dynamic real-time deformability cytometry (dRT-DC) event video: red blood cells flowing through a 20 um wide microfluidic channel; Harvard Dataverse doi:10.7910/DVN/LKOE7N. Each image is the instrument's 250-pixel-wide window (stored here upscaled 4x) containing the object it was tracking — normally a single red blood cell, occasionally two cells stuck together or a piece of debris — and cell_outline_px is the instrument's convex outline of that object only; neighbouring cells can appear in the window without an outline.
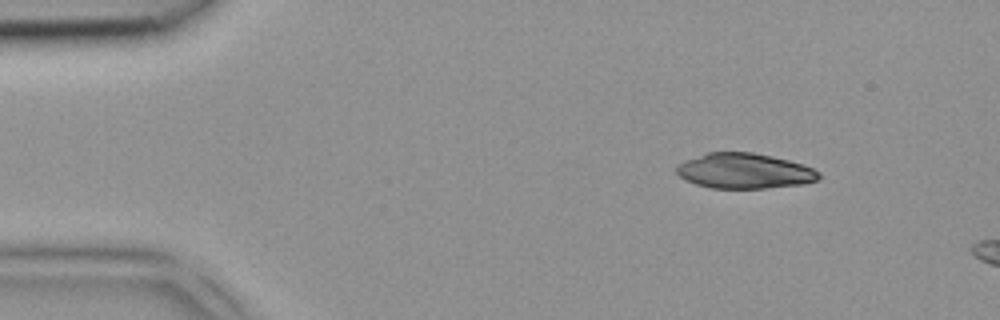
{"species": "common noctule bat (a hibernating species)", "species_latin": "Nyctalus noctula", "temperature_condition": "room temperature", "stored_images_in_passage": 4, "camera_frame_rate_fps": 3000, "um_per_image_px": 0.085, "animal": {"sex": "female", "body_mass_g": 18.4}, "frame": {"image": 1, "passage_image": 1, "time_ms": 0.0, "image_size_px": [1000, 320], "cell_outline_px": [[820, 180], [804, 184], [764, 188], [708, 188], [696, 184], [680, 176], [676, 172], [676, 164], [708, 152], [752, 152], [772, 156], [804, 164], [820, 172]], "centroid_in_image_um": [63.31, 14.53], "position_along_channel_um": 21.7, "area_um2": 29.3}}